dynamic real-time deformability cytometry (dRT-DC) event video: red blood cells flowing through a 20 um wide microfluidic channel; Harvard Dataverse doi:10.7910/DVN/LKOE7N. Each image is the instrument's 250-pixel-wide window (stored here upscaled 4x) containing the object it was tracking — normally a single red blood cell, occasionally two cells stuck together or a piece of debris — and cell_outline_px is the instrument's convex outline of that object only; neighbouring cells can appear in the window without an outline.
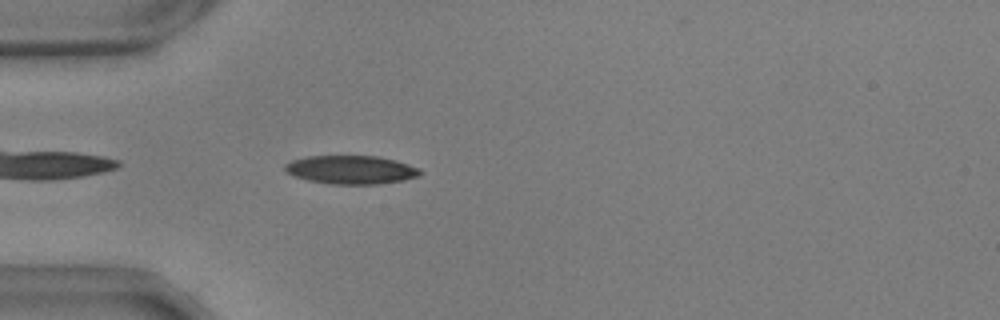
{"species": "common noctule bat (a hibernating species)", "species_latin": "Nyctalus noctula", "temperature_condition": "warm", "stored_images_in_passage": 42, "camera_frame_rate_fps": 3000, "um_per_image_px": 0.085, "animal": {"sex": "male", "body_mass_g": 17.9, "forearm_length_mm": 54.2}, "frame": {"image": 1, "passage_image": 3, "time_ms": 0.667, "image_size_px": [1000, 320], "cell_outline_px": [[424, 172], [420, 176], [404, 180], [380, 184], [332, 184], [308, 180], [292, 176], [284, 172], [284, 164], [292, 160], [308, 156], [380, 156], [396, 160], [420, 168]], "centroid_in_image_um": [29.85, 14.43], "position_along_channel_um": 55.1, "area_um2": 22.77}}
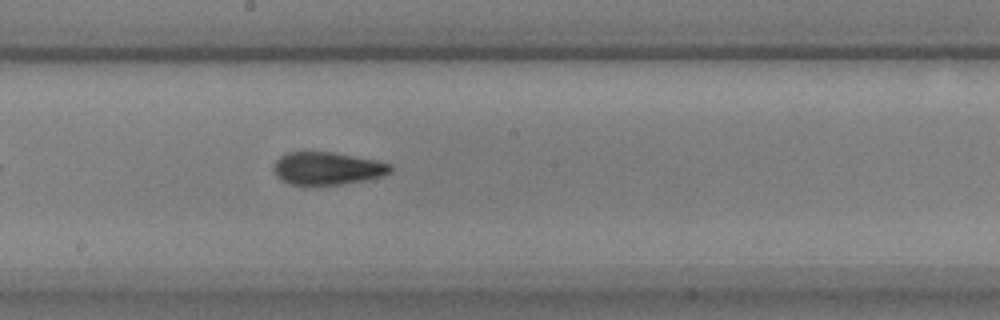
{"frame": {"image": 2, "passage_image": 17, "time_ms": 5.333, "image_size_px": [1000, 320], "cell_outline_px": [[392, 172], [384, 176], [368, 180], [340, 184], [304, 188], [288, 184], [280, 180], [276, 176], [272, 168], [272, 164], [284, 152], [332, 152], [376, 160], [392, 164]], "centroid_in_image_um": [27.77, 14.35], "position_along_channel_um": 220.4, "area_um2": 23.24}}
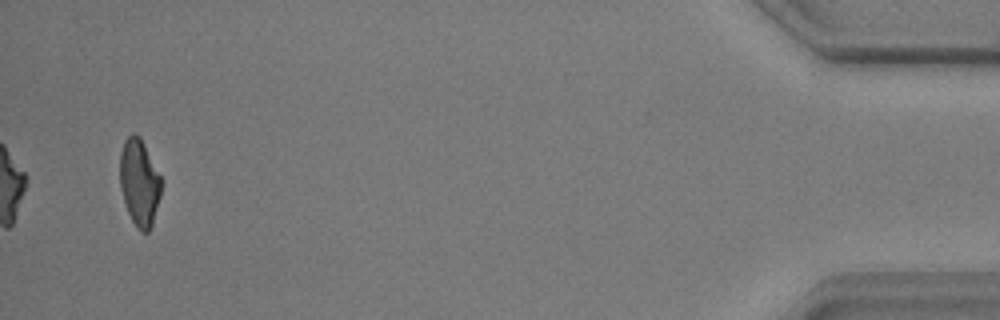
{"frame": {"image": 3, "passage_image": 40, "time_ms": 13.0, "image_size_px": [1000, 320], "cell_outline_px": [[164, 180], [160, 196], [152, 224], [148, 232], [140, 232], [136, 228], [128, 212], [124, 200], [120, 184], [120, 152], [124, 140], [132, 132], [136, 132], [140, 136]], "centroid_in_image_um": [11.87, 15.47], "position_along_channel_um": 423.3, "area_um2": 21.27}, "authors_computed_cell_mechanics": {"area_um2": 22.253, "velocity_mm_per_s": 3.6751, "shape_relaxation_time_tau1_ms": 6.847, "shape_relaxation_time_tau2_ms": 2.0635, "deformation_change_tau1": 0.1977, "deformation_change_tau2": 0.0748}}